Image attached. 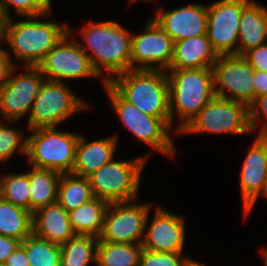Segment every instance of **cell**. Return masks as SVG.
Returning <instances> with one entry per match:
<instances>
[{
  "label": "cell",
  "instance_id": "obj_1",
  "mask_svg": "<svg viewBox=\"0 0 267 266\" xmlns=\"http://www.w3.org/2000/svg\"><path fill=\"white\" fill-rule=\"evenodd\" d=\"M79 33L86 45L77 43L89 56L93 69L100 77L107 74L102 83L131 69L132 33L121 24L114 20L90 22Z\"/></svg>",
  "mask_w": 267,
  "mask_h": 266
},
{
  "label": "cell",
  "instance_id": "obj_2",
  "mask_svg": "<svg viewBox=\"0 0 267 266\" xmlns=\"http://www.w3.org/2000/svg\"><path fill=\"white\" fill-rule=\"evenodd\" d=\"M52 10L44 15L25 16L20 21L6 19L3 42L10 47L8 55H14L16 62L24 61L25 66H38L46 54L68 32L67 23L40 21L52 16ZM48 17V18H47ZM25 18V20H24ZM27 18V19H26Z\"/></svg>",
  "mask_w": 267,
  "mask_h": 266
},
{
  "label": "cell",
  "instance_id": "obj_3",
  "mask_svg": "<svg viewBox=\"0 0 267 266\" xmlns=\"http://www.w3.org/2000/svg\"><path fill=\"white\" fill-rule=\"evenodd\" d=\"M169 112L173 119L178 117L176 133H181L197 116L200 110L214 97L213 73L211 68L168 69Z\"/></svg>",
  "mask_w": 267,
  "mask_h": 266
},
{
  "label": "cell",
  "instance_id": "obj_4",
  "mask_svg": "<svg viewBox=\"0 0 267 266\" xmlns=\"http://www.w3.org/2000/svg\"><path fill=\"white\" fill-rule=\"evenodd\" d=\"M108 83L141 112L163 119L172 128L166 71L130 69L114 76Z\"/></svg>",
  "mask_w": 267,
  "mask_h": 266
},
{
  "label": "cell",
  "instance_id": "obj_5",
  "mask_svg": "<svg viewBox=\"0 0 267 266\" xmlns=\"http://www.w3.org/2000/svg\"><path fill=\"white\" fill-rule=\"evenodd\" d=\"M26 157L30 166L72 173L80 134L64 132L56 127L29 130Z\"/></svg>",
  "mask_w": 267,
  "mask_h": 266
},
{
  "label": "cell",
  "instance_id": "obj_6",
  "mask_svg": "<svg viewBox=\"0 0 267 266\" xmlns=\"http://www.w3.org/2000/svg\"><path fill=\"white\" fill-rule=\"evenodd\" d=\"M147 157L143 155L127 161L113 158L100 167L88 176L93 196L108 203L137 199Z\"/></svg>",
  "mask_w": 267,
  "mask_h": 266
},
{
  "label": "cell",
  "instance_id": "obj_7",
  "mask_svg": "<svg viewBox=\"0 0 267 266\" xmlns=\"http://www.w3.org/2000/svg\"><path fill=\"white\" fill-rule=\"evenodd\" d=\"M103 86L114 113L137 139L167 157L175 154L176 147L171 137L173 129L163 119L141 112L127 102L108 82L103 83Z\"/></svg>",
  "mask_w": 267,
  "mask_h": 266
},
{
  "label": "cell",
  "instance_id": "obj_8",
  "mask_svg": "<svg viewBox=\"0 0 267 266\" xmlns=\"http://www.w3.org/2000/svg\"><path fill=\"white\" fill-rule=\"evenodd\" d=\"M72 92L63 82L45 79L28 113V129L57 127L87 109L89 105Z\"/></svg>",
  "mask_w": 267,
  "mask_h": 266
},
{
  "label": "cell",
  "instance_id": "obj_9",
  "mask_svg": "<svg viewBox=\"0 0 267 266\" xmlns=\"http://www.w3.org/2000/svg\"><path fill=\"white\" fill-rule=\"evenodd\" d=\"M249 132V107L243 102L215 96L179 134L240 135Z\"/></svg>",
  "mask_w": 267,
  "mask_h": 266
},
{
  "label": "cell",
  "instance_id": "obj_10",
  "mask_svg": "<svg viewBox=\"0 0 267 266\" xmlns=\"http://www.w3.org/2000/svg\"><path fill=\"white\" fill-rule=\"evenodd\" d=\"M73 33V30L68 28V32L37 66L46 80L64 82L66 79L100 78L77 40L70 39Z\"/></svg>",
  "mask_w": 267,
  "mask_h": 266
},
{
  "label": "cell",
  "instance_id": "obj_11",
  "mask_svg": "<svg viewBox=\"0 0 267 266\" xmlns=\"http://www.w3.org/2000/svg\"><path fill=\"white\" fill-rule=\"evenodd\" d=\"M137 199L109 203L99 240L125 244H142L145 222L152 204ZM134 203V204H133Z\"/></svg>",
  "mask_w": 267,
  "mask_h": 266
},
{
  "label": "cell",
  "instance_id": "obj_12",
  "mask_svg": "<svg viewBox=\"0 0 267 266\" xmlns=\"http://www.w3.org/2000/svg\"><path fill=\"white\" fill-rule=\"evenodd\" d=\"M211 69L215 96L243 102L248 107L255 101V69L242 55H219Z\"/></svg>",
  "mask_w": 267,
  "mask_h": 266
},
{
  "label": "cell",
  "instance_id": "obj_13",
  "mask_svg": "<svg viewBox=\"0 0 267 266\" xmlns=\"http://www.w3.org/2000/svg\"><path fill=\"white\" fill-rule=\"evenodd\" d=\"M15 66L0 88V113L6 123L11 124L23 118L31 110L32 104L45 81L37 66H25L24 71L16 73Z\"/></svg>",
  "mask_w": 267,
  "mask_h": 266
},
{
  "label": "cell",
  "instance_id": "obj_14",
  "mask_svg": "<svg viewBox=\"0 0 267 266\" xmlns=\"http://www.w3.org/2000/svg\"><path fill=\"white\" fill-rule=\"evenodd\" d=\"M251 0H217L207 5V37L218 55H237L239 24Z\"/></svg>",
  "mask_w": 267,
  "mask_h": 266
},
{
  "label": "cell",
  "instance_id": "obj_15",
  "mask_svg": "<svg viewBox=\"0 0 267 266\" xmlns=\"http://www.w3.org/2000/svg\"><path fill=\"white\" fill-rule=\"evenodd\" d=\"M144 26L141 34L132 33L131 69L167 71L174 40L152 18Z\"/></svg>",
  "mask_w": 267,
  "mask_h": 266
},
{
  "label": "cell",
  "instance_id": "obj_16",
  "mask_svg": "<svg viewBox=\"0 0 267 266\" xmlns=\"http://www.w3.org/2000/svg\"><path fill=\"white\" fill-rule=\"evenodd\" d=\"M149 215L145 222L142 247L152 252L183 253L186 237L184 218L158 206L148 226Z\"/></svg>",
  "mask_w": 267,
  "mask_h": 266
},
{
  "label": "cell",
  "instance_id": "obj_17",
  "mask_svg": "<svg viewBox=\"0 0 267 266\" xmlns=\"http://www.w3.org/2000/svg\"><path fill=\"white\" fill-rule=\"evenodd\" d=\"M152 19L174 42L207 34V5L201 3L167 11L160 7Z\"/></svg>",
  "mask_w": 267,
  "mask_h": 266
},
{
  "label": "cell",
  "instance_id": "obj_18",
  "mask_svg": "<svg viewBox=\"0 0 267 266\" xmlns=\"http://www.w3.org/2000/svg\"><path fill=\"white\" fill-rule=\"evenodd\" d=\"M240 189L245 217L250 214L260 195L267 191V155L256 138L244 159L240 172Z\"/></svg>",
  "mask_w": 267,
  "mask_h": 266
},
{
  "label": "cell",
  "instance_id": "obj_19",
  "mask_svg": "<svg viewBox=\"0 0 267 266\" xmlns=\"http://www.w3.org/2000/svg\"><path fill=\"white\" fill-rule=\"evenodd\" d=\"M116 135L88 142L84 135L79 136L72 173L88 177L103 165L115 158Z\"/></svg>",
  "mask_w": 267,
  "mask_h": 266
},
{
  "label": "cell",
  "instance_id": "obj_20",
  "mask_svg": "<svg viewBox=\"0 0 267 266\" xmlns=\"http://www.w3.org/2000/svg\"><path fill=\"white\" fill-rule=\"evenodd\" d=\"M32 233L58 245L75 235L68 212L58 202L39 208L32 214Z\"/></svg>",
  "mask_w": 267,
  "mask_h": 266
},
{
  "label": "cell",
  "instance_id": "obj_21",
  "mask_svg": "<svg viewBox=\"0 0 267 266\" xmlns=\"http://www.w3.org/2000/svg\"><path fill=\"white\" fill-rule=\"evenodd\" d=\"M219 55L207 34L174 42L173 57L168 69L211 68Z\"/></svg>",
  "mask_w": 267,
  "mask_h": 266
},
{
  "label": "cell",
  "instance_id": "obj_22",
  "mask_svg": "<svg viewBox=\"0 0 267 266\" xmlns=\"http://www.w3.org/2000/svg\"><path fill=\"white\" fill-rule=\"evenodd\" d=\"M267 43V7L251 0L243 9L239 24L237 55Z\"/></svg>",
  "mask_w": 267,
  "mask_h": 266
},
{
  "label": "cell",
  "instance_id": "obj_23",
  "mask_svg": "<svg viewBox=\"0 0 267 266\" xmlns=\"http://www.w3.org/2000/svg\"><path fill=\"white\" fill-rule=\"evenodd\" d=\"M109 203L94 197L77 209L68 212L71 227L76 235L98 238L103 229L106 209Z\"/></svg>",
  "mask_w": 267,
  "mask_h": 266
},
{
  "label": "cell",
  "instance_id": "obj_24",
  "mask_svg": "<svg viewBox=\"0 0 267 266\" xmlns=\"http://www.w3.org/2000/svg\"><path fill=\"white\" fill-rule=\"evenodd\" d=\"M62 173L33 167L29 170L30 212L57 202L58 184Z\"/></svg>",
  "mask_w": 267,
  "mask_h": 266
},
{
  "label": "cell",
  "instance_id": "obj_25",
  "mask_svg": "<svg viewBox=\"0 0 267 266\" xmlns=\"http://www.w3.org/2000/svg\"><path fill=\"white\" fill-rule=\"evenodd\" d=\"M88 177L63 173L58 184L57 202L67 211L77 209L93 199Z\"/></svg>",
  "mask_w": 267,
  "mask_h": 266
},
{
  "label": "cell",
  "instance_id": "obj_26",
  "mask_svg": "<svg viewBox=\"0 0 267 266\" xmlns=\"http://www.w3.org/2000/svg\"><path fill=\"white\" fill-rule=\"evenodd\" d=\"M32 234V213L0 198V235L23 241Z\"/></svg>",
  "mask_w": 267,
  "mask_h": 266
},
{
  "label": "cell",
  "instance_id": "obj_27",
  "mask_svg": "<svg viewBox=\"0 0 267 266\" xmlns=\"http://www.w3.org/2000/svg\"><path fill=\"white\" fill-rule=\"evenodd\" d=\"M141 244H125L99 240L96 266H139Z\"/></svg>",
  "mask_w": 267,
  "mask_h": 266
},
{
  "label": "cell",
  "instance_id": "obj_28",
  "mask_svg": "<svg viewBox=\"0 0 267 266\" xmlns=\"http://www.w3.org/2000/svg\"><path fill=\"white\" fill-rule=\"evenodd\" d=\"M99 238L89 235H74L60 245L61 266H89L95 263Z\"/></svg>",
  "mask_w": 267,
  "mask_h": 266
},
{
  "label": "cell",
  "instance_id": "obj_29",
  "mask_svg": "<svg viewBox=\"0 0 267 266\" xmlns=\"http://www.w3.org/2000/svg\"><path fill=\"white\" fill-rule=\"evenodd\" d=\"M20 245L24 248L29 266H61L60 245L39 238L33 233Z\"/></svg>",
  "mask_w": 267,
  "mask_h": 266
},
{
  "label": "cell",
  "instance_id": "obj_30",
  "mask_svg": "<svg viewBox=\"0 0 267 266\" xmlns=\"http://www.w3.org/2000/svg\"><path fill=\"white\" fill-rule=\"evenodd\" d=\"M1 198L30 211L29 171L5 175Z\"/></svg>",
  "mask_w": 267,
  "mask_h": 266
},
{
  "label": "cell",
  "instance_id": "obj_31",
  "mask_svg": "<svg viewBox=\"0 0 267 266\" xmlns=\"http://www.w3.org/2000/svg\"><path fill=\"white\" fill-rule=\"evenodd\" d=\"M52 0H0V8L6 19L10 18V8L15 9V17L39 16L52 10Z\"/></svg>",
  "mask_w": 267,
  "mask_h": 266
},
{
  "label": "cell",
  "instance_id": "obj_32",
  "mask_svg": "<svg viewBox=\"0 0 267 266\" xmlns=\"http://www.w3.org/2000/svg\"><path fill=\"white\" fill-rule=\"evenodd\" d=\"M5 124V121L4 124L0 122V162L11 159L16 150L26 156L27 138H23V131Z\"/></svg>",
  "mask_w": 267,
  "mask_h": 266
},
{
  "label": "cell",
  "instance_id": "obj_33",
  "mask_svg": "<svg viewBox=\"0 0 267 266\" xmlns=\"http://www.w3.org/2000/svg\"><path fill=\"white\" fill-rule=\"evenodd\" d=\"M183 253L152 252L143 248L139 266H189L193 258Z\"/></svg>",
  "mask_w": 267,
  "mask_h": 266
},
{
  "label": "cell",
  "instance_id": "obj_34",
  "mask_svg": "<svg viewBox=\"0 0 267 266\" xmlns=\"http://www.w3.org/2000/svg\"><path fill=\"white\" fill-rule=\"evenodd\" d=\"M249 124L252 133L257 130L259 124L261 128L258 130H261L257 135L267 133V94L256 98L249 106Z\"/></svg>",
  "mask_w": 267,
  "mask_h": 266
},
{
  "label": "cell",
  "instance_id": "obj_35",
  "mask_svg": "<svg viewBox=\"0 0 267 266\" xmlns=\"http://www.w3.org/2000/svg\"><path fill=\"white\" fill-rule=\"evenodd\" d=\"M242 57L255 69L267 72V43L248 49Z\"/></svg>",
  "mask_w": 267,
  "mask_h": 266
},
{
  "label": "cell",
  "instance_id": "obj_36",
  "mask_svg": "<svg viewBox=\"0 0 267 266\" xmlns=\"http://www.w3.org/2000/svg\"><path fill=\"white\" fill-rule=\"evenodd\" d=\"M0 45V88L5 84L7 78L11 70L17 66L16 64L12 63L13 60L8 55V51L3 49Z\"/></svg>",
  "mask_w": 267,
  "mask_h": 266
},
{
  "label": "cell",
  "instance_id": "obj_37",
  "mask_svg": "<svg viewBox=\"0 0 267 266\" xmlns=\"http://www.w3.org/2000/svg\"><path fill=\"white\" fill-rule=\"evenodd\" d=\"M20 243L21 241L18 239L0 235V265L6 261Z\"/></svg>",
  "mask_w": 267,
  "mask_h": 266
},
{
  "label": "cell",
  "instance_id": "obj_38",
  "mask_svg": "<svg viewBox=\"0 0 267 266\" xmlns=\"http://www.w3.org/2000/svg\"><path fill=\"white\" fill-rule=\"evenodd\" d=\"M2 266H29V260L24 248L19 245Z\"/></svg>",
  "mask_w": 267,
  "mask_h": 266
},
{
  "label": "cell",
  "instance_id": "obj_39",
  "mask_svg": "<svg viewBox=\"0 0 267 266\" xmlns=\"http://www.w3.org/2000/svg\"><path fill=\"white\" fill-rule=\"evenodd\" d=\"M255 99L267 94V72L266 71H254L253 76Z\"/></svg>",
  "mask_w": 267,
  "mask_h": 266
},
{
  "label": "cell",
  "instance_id": "obj_40",
  "mask_svg": "<svg viewBox=\"0 0 267 266\" xmlns=\"http://www.w3.org/2000/svg\"><path fill=\"white\" fill-rule=\"evenodd\" d=\"M6 18L3 15L2 9L0 8V45L3 42L4 39V27H5Z\"/></svg>",
  "mask_w": 267,
  "mask_h": 266
},
{
  "label": "cell",
  "instance_id": "obj_41",
  "mask_svg": "<svg viewBox=\"0 0 267 266\" xmlns=\"http://www.w3.org/2000/svg\"><path fill=\"white\" fill-rule=\"evenodd\" d=\"M256 137L263 144L267 155V133H262L260 135H257Z\"/></svg>",
  "mask_w": 267,
  "mask_h": 266
},
{
  "label": "cell",
  "instance_id": "obj_42",
  "mask_svg": "<svg viewBox=\"0 0 267 266\" xmlns=\"http://www.w3.org/2000/svg\"><path fill=\"white\" fill-rule=\"evenodd\" d=\"M260 252H261V256L263 258V262H264L263 264H264V266H267V249L266 248H264V249L261 248Z\"/></svg>",
  "mask_w": 267,
  "mask_h": 266
},
{
  "label": "cell",
  "instance_id": "obj_43",
  "mask_svg": "<svg viewBox=\"0 0 267 266\" xmlns=\"http://www.w3.org/2000/svg\"><path fill=\"white\" fill-rule=\"evenodd\" d=\"M4 179H5V175L2 176V174H0V198H1L2 192H3Z\"/></svg>",
  "mask_w": 267,
  "mask_h": 266
},
{
  "label": "cell",
  "instance_id": "obj_44",
  "mask_svg": "<svg viewBox=\"0 0 267 266\" xmlns=\"http://www.w3.org/2000/svg\"><path fill=\"white\" fill-rule=\"evenodd\" d=\"M189 266H205V265L198 261L193 260V262Z\"/></svg>",
  "mask_w": 267,
  "mask_h": 266
},
{
  "label": "cell",
  "instance_id": "obj_45",
  "mask_svg": "<svg viewBox=\"0 0 267 266\" xmlns=\"http://www.w3.org/2000/svg\"><path fill=\"white\" fill-rule=\"evenodd\" d=\"M137 0H130V3H135Z\"/></svg>",
  "mask_w": 267,
  "mask_h": 266
}]
</instances>
